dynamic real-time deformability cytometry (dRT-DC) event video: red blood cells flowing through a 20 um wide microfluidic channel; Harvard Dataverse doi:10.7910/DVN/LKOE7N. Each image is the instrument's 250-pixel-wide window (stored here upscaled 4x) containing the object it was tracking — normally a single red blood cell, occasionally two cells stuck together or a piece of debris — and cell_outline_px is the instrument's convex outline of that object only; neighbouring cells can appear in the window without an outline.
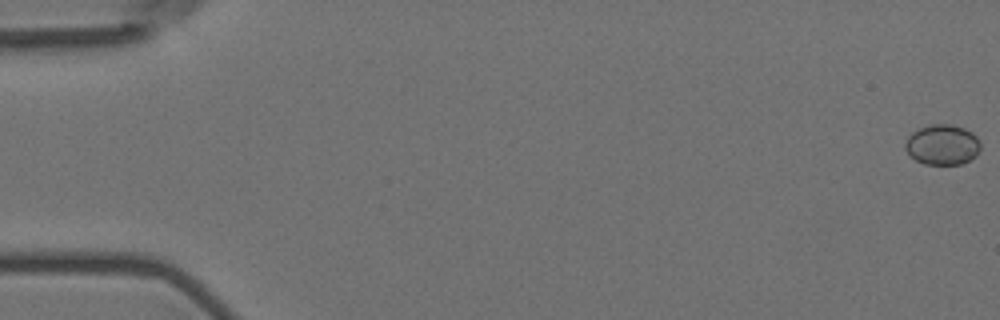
{"species": "Egyptian fruit bat (a non-hibernating species)", "species_latin": "Rousettus aegyptiacus", "temperature_condition": "room temperature", "stored_images_in_passage": 56, "camera_frame_rate_fps": 3000, "um_per_image_px": 0.085, "animal": {"sex": "female"}, "frame": {"image": 1, "passage_image": 1, "time_ms": 0.0, "image_size_px": [1000, 320], "cell_outline_px": [[980, 148], [976, 156], [964, 164], [924, 164], [916, 160], [904, 148], [904, 144], [908, 136], [912, 132], [928, 124], [952, 124], [964, 128], [972, 132], [976, 136], [980, 144]], "centroid_in_image_um": [80.11, 12.29], "position_along_channel_um": 4.9, "area_um2": 17.8}}
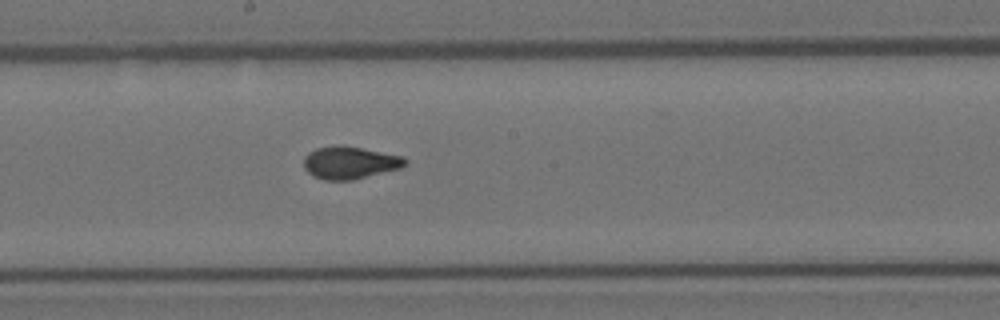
{"frame": {"image": 2, "passage_image": 32, "time_ms": 10.333, "image_size_px": [1000, 320], "cell_outline_px": [[408, 164], [400, 168], [352, 180], [324, 180], [312, 176], [304, 168], [304, 156], [308, 152], [316, 148], [340, 144], [404, 156], [408, 160]], "centroid_in_image_um": [29.73, 13.82], "position_along_channel_um": 218.5, "area_um2": 19.36}}
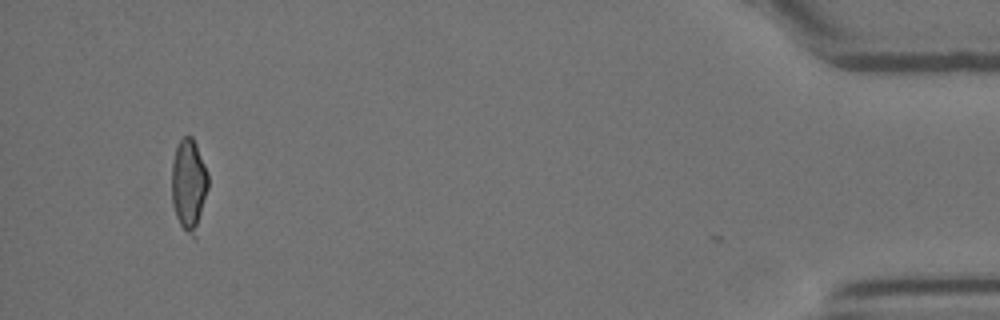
{"frame": {"image": 3, "passage_image": 55, "time_ms": 18.0, "image_size_px": [1000, 320], "cell_outline_px": [[208, 188], [196, 240], [180, 224], [176, 216], [172, 204], [172, 164], [176, 148], [180, 140], [184, 136], [192, 136], [196, 144], [208, 172]], "centroid_in_image_um": [16.07, 15.73], "position_along_channel_um": 419.1, "area_um2": 19.54}, "authors_computed_cell_mechanics": {"area_um2": 18.9006, "velocity_mm_per_s": 3.5901, "shape_relaxation_time_tau1_ms": 9.3459, "shape_relaxation_time_tau2_ms": 0.6895, "deformation_change_tau1": 0.1676, "deformation_change_tau2": 0.0622}}